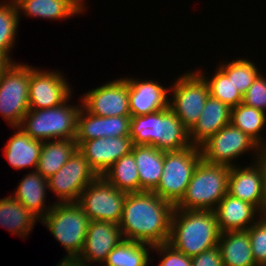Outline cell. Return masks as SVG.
<instances>
[{
  "mask_svg": "<svg viewBox=\"0 0 266 266\" xmlns=\"http://www.w3.org/2000/svg\"><path fill=\"white\" fill-rule=\"evenodd\" d=\"M174 209L154 192L127 193L118 224L123 239L152 246L167 243Z\"/></svg>",
  "mask_w": 266,
  "mask_h": 266,
  "instance_id": "cell-1",
  "label": "cell"
},
{
  "mask_svg": "<svg viewBox=\"0 0 266 266\" xmlns=\"http://www.w3.org/2000/svg\"><path fill=\"white\" fill-rule=\"evenodd\" d=\"M220 229L214 211L174 209L168 244L193 257L218 245Z\"/></svg>",
  "mask_w": 266,
  "mask_h": 266,
  "instance_id": "cell-2",
  "label": "cell"
},
{
  "mask_svg": "<svg viewBox=\"0 0 266 266\" xmlns=\"http://www.w3.org/2000/svg\"><path fill=\"white\" fill-rule=\"evenodd\" d=\"M133 145H151L163 152L180 151L191 146L189 131L170 107L130 120Z\"/></svg>",
  "mask_w": 266,
  "mask_h": 266,
  "instance_id": "cell-3",
  "label": "cell"
},
{
  "mask_svg": "<svg viewBox=\"0 0 266 266\" xmlns=\"http://www.w3.org/2000/svg\"><path fill=\"white\" fill-rule=\"evenodd\" d=\"M230 166L210 164L201 159L180 202L175 206L181 210L214 211L228 192Z\"/></svg>",
  "mask_w": 266,
  "mask_h": 266,
  "instance_id": "cell-4",
  "label": "cell"
},
{
  "mask_svg": "<svg viewBox=\"0 0 266 266\" xmlns=\"http://www.w3.org/2000/svg\"><path fill=\"white\" fill-rule=\"evenodd\" d=\"M71 99L54 108L29 109L19 127L35 140L75 139L82 100L71 104Z\"/></svg>",
  "mask_w": 266,
  "mask_h": 266,
  "instance_id": "cell-5",
  "label": "cell"
},
{
  "mask_svg": "<svg viewBox=\"0 0 266 266\" xmlns=\"http://www.w3.org/2000/svg\"><path fill=\"white\" fill-rule=\"evenodd\" d=\"M40 221L67 252L63 258L79 257L91 220L77 202H54L52 209Z\"/></svg>",
  "mask_w": 266,
  "mask_h": 266,
  "instance_id": "cell-6",
  "label": "cell"
},
{
  "mask_svg": "<svg viewBox=\"0 0 266 266\" xmlns=\"http://www.w3.org/2000/svg\"><path fill=\"white\" fill-rule=\"evenodd\" d=\"M178 76L173 80L174 83L170 84L169 107L190 131L197 123L210 96L209 87L195 69L187 70Z\"/></svg>",
  "mask_w": 266,
  "mask_h": 266,
  "instance_id": "cell-7",
  "label": "cell"
},
{
  "mask_svg": "<svg viewBox=\"0 0 266 266\" xmlns=\"http://www.w3.org/2000/svg\"><path fill=\"white\" fill-rule=\"evenodd\" d=\"M201 159L200 147L194 145L180 151L164 152L162 177L153 192L176 206L184 196Z\"/></svg>",
  "mask_w": 266,
  "mask_h": 266,
  "instance_id": "cell-8",
  "label": "cell"
},
{
  "mask_svg": "<svg viewBox=\"0 0 266 266\" xmlns=\"http://www.w3.org/2000/svg\"><path fill=\"white\" fill-rule=\"evenodd\" d=\"M30 65L12 62L0 77V115L11 128L19 127L29 111Z\"/></svg>",
  "mask_w": 266,
  "mask_h": 266,
  "instance_id": "cell-9",
  "label": "cell"
},
{
  "mask_svg": "<svg viewBox=\"0 0 266 266\" xmlns=\"http://www.w3.org/2000/svg\"><path fill=\"white\" fill-rule=\"evenodd\" d=\"M202 159L210 164L235 166L239 157L248 152L254 161L257 159L259 145L231 123L221 128L201 146ZM255 154V155H254ZM236 162V163H235Z\"/></svg>",
  "mask_w": 266,
  "mask_h": 266,
  "instance_id": "cell-10",
  "label": "cell"
},
{
  "mask_svg": "<svg viewBox=\"0 0 266 266\" xmlns=\"http://www.w3.org/2000/svg\"><path fill=\"white\" fill-rule=\"evenodd\" d=\"M126 195V192L119 191L103 176H98L81 192L77 203L91 221L119 224Z\"/></svg>",
  "mask_w": 266,
  "mask_h": 266,
  "instance_id": "cell-11",
  "label": "cell"
},
{
  "mask_svg": "<svg viewBox=\"0 0 266 266\" xmlns=\"http://www.w3.org/2000/svg\"><path fill=\"white\" fill-rule=\"evenodd\" d=\"M99 175L77 148L69 160L48 180L57 203L77 202L81 192Z\"/></svg>",
  "mask_w": 266,
  "mask_h": 266,
  "instance_id": "cell-12",
  "label": "cell"
},
{
  "mask_svg": "<svg viewBox=\"0 0 266 266\" xmlns=\"http://www.w3.org/2000/svg\"><path fill=\"white\" fill-rule=\"evenodd\" d=\"M56 70L30 66L29 109L54 108L73 97L68 79Z\"/></svg>",
  "mask_w": 266,
  "mask_h": 266,
  "instance_id": "cell-13",
  "label": "cell"
},
{
  "mask_svg": "<svg viewBox=\"0 0 266 266\" xmlns=\"http://www.w3.org/2000/svg\"><path fill=\"white\" fill-rule=\"evenodd\" d=\"M80 98L82 106L93 115L103 117L131 116L128 82L124 77L88 90Z\"/></svg>",
  "mask_w": 266,
  "mask_h": 266,
  "instance_id": "cell-14",
  "label": "cell"
},
{
  "mask_svg": "<svg viewBox=\"0 0 266 266\" xmlns=\"http://www.w3.org/2000/svg\"><path fill=\"white\" fill-rule=\"evenodd\" d=\"M252 159L248 166H231L228 194L254 205L260 212L266 206V185L262 167Z\"/></svg>",
  "mask_w": 266,
  "mask_h": 266,
  "instance_id": "cell-15",
  "label": "cell"
},
{
  "mask_svg": "<svg viewBox=\"0 0 266 266\" xmlns=\"http://www.w3.org/2000/svg\"><path fill=\"white\" fill-rule=\"evenodd\" d=\"M122 240L118 224L109 221H90L84 247L77 261L81 266L101 265Z\"/></svg>",
  "mask_w": 266,
  "mask_h": 266,
  "instance_id": "cell-16",
  "label": "cell"
},
{
  "mask_svg": "<svg viewBox=\"0 0 266 266\" xmlns=\"http://www.w3.org/2000/svg\"><path fill=\"white\" fill-rule=\"evenodd\" d=\"M124 78L128 82L131 117L151 114L169 107L170 86L166 88L159 80L154 79Z\"/></svg>",
  "mask_w": 266,
  "mask_h": 266,
  "instance_id": "cell-17",
  "label": "cell"
},
{
  "mask_svg": "<svg viewBox=\"0 0 266 266\" xmlns=\"http://www.w3.org/2000/svg\"><path fill=\"white\" fill-rule=\"evenodd\" d=\"M76 142L78 149L99 176H102L122 156L130 153L133 148L132 139L129 136L103 137Z\"/></svg>",
  "mask_w": 266,
  "mask_h": 266,
  "instance_id": "cell-18",
  "label": "cell"
},
{
  "mask_svg": "<svg viewBox=\"0 0 266 266\" xmlns=\"http://www.w3.org/2000/svg\"><path fill=\"white\" fill-rule=\"evenodd\" d=\"M131 116H98L89 113L83 106L77 117L75 141L130 135Z\"/></svg>",
  "mask_w": 266,
  "mask_h": 266,
  "instance_id": "cell-19",
  "label": "cell"
},
{
  "mask_svg": "<svg viewBox=\"0 0 266 266\" xmlns=\"http://www.w3.org/2000/svg\"><path fill=\"white\" fill-rule=\"evenodd\" d=\"M220 232L246 231L260 217L261 212L248 202L226 194L214 209Z\"/></svg>",
  "mask_w": 266,
  "mask_h": 266,
  "instance_id": "cell-20",
  "label": "cell"
},
{
  "mask_svg": "<svg viewBox=\"0 0 266 266\" xmlns=\"http://www.w3.org/2000/svg\"><path fill=\"white\" fill-rule=\"evenodd\" d=\"M86 0H25L17 6L19 18L21 15L43 20H65L86 12ZM85 9V10H84Z\"/></svg>",
  "mask_w": 266,
  "mask_h": 266,
  "instance_id": "cell-21",
  "label": "cell"
},
{
  "mask_svg": "<svg viewBox=\"0 0 266 266\" xmlns=\"http://www.w3.org/2000/svg\"><path fill=\"white\" fill-rule=\"evenodd\" d=\"M31 171L30 169V173H26L11 195L41 220L52 209L54 202L46 205L48 180L36 170Z\"/></svg>",
  "mask_w": 266,
  "mask_h": 266,
  "instance_id": "cell-22",
  "label": "cell"
},
{
  "mask_svg": "<svg viewBox=\"0 0 266 266\" xmlns=\"http://www.w3.org/2000/svg\"><path fill=\"white\" fill-rule=\"evenodd\" d=\"M231 108L220 100L208 97L197 123L189 131L191 145L200 147L221 128L230 124Z\"/></svg>",
  "mask_w": 266,
  "mask_h": 266,
  "instance_id": "cell-23",
  "label": "cell"
},
{
  "mask_svg": "<svg viewBox=\"0 0 266 266\" xmlns=\"http://www.w3.org/2000/svg\"><path fill=\"white\" fill-rule=\"evenodd\" d=\"M16 130L3 147V154L8 163L14 169L23 170L37 169L43 141L32 139L20 127H13Z\"/></svg>",
  "mask_w": 266,
  "mask_h": 266,
  "instance_id": "cell-24",
  "label": "cell"
},
{
  "mask_svg": "<svg viewBox=\"0 0 266 266\" xmlns=\"http://www.w3.org/2000/svg\"><path fill=\"white\" fill-rule=\"evenodd\" d=\"M140 179V192H153L163 173L164 152L151 145H133Z\"/></svg>",
  "mask_w": 266,
  "mask_h": 266,
  "instance_id": "cell-25",
  "label": "cell"
},
{
  "mask_svg": "<svg viewBox=\"0 0 266 266\" xmlns=\"http://www.w3.org/2000/svg\"><path fill=\"white\" fill-rule=\"evenodd\" d=\"M218 248L221 252L223 266H257L247 231L221 233Z\"/></svg>",
  "mask_w": 266,
  "mask_h": 266,
  "instance_id": "cell-26",
  "label": "cell"
},
{
  "mask_svg": "<svg viewBox=\"0 0 266 266\" xmlns=\"http://www.w3.org/2000/svg\"><path fill=\"white\" fill-rule=\"evenodd\" d=\"M40 220L12 195L0 199V226L20 238H27ZM33 228V229H32Z\"/></svg>",
  "mask_w": 266,
  "mask_h": 266,
  "instance_id": "cell-27",
  "label": "cell"
},
{
  "mask_svg": "<svg viewBox=\"0 0 266 266\" xmlns=\"http://www.w3.org/2000/svg\"><path fill=\"white\" fill-rule=\"evenodd\" d=\"M77 148L75 139L43 141L36 171L49 179L69 160Z\"/></svg>",
  "mask_w": 266,
  "mask_h": 266,
  "instance_id": "cell-28",
  "label": "cell"
},
{
  "mask_svg": "<svg viewBox=\"0 0 266 266\" xmlns=\"http://www.w3.org/2000/svg\"><path fill=\"white\" fill-rule=\"evenodd\" d=\"M230 123L251 137L259 146L266 144V136L262 133L266 129L265 112L240 103L231 108Z\"/></svg>",
  "mask_w": 266,
  "mask_h": 266,
  "instance_id": "cell-29",
  "label": "cell"
},
{
  "mask_svg": "<svg viewBox=\"0 0 266 266\" xmlns=\"http://www.w3.org/2000/svg\"><path fill=\"white\" fill-rule=\"evenodd\" d=\"M102 176L119 191L140 192L139 173L132 152L122 156Z\"/></svg>",
  "mask_w": 266,
  "mask_h": 266,
  "instance_id": "cell-30",
  "label": "cell"
},
{
  "mask_svg": "<svg viewBox=\"0 0 266 266\" xmlns=\"http://www.w3.org/2000/svg\"><path fill=\"white\" fill-rule=\"evenodd\" d=\"M152 245L123 239L108 254L105 266H148Z\"/></svg>",
  "mask_w": 266,
  "mask_h": 266,
  "instance_id": "cell-31",
  "label": "cell"
},
{
  "mask_svg": "<svg viewBox=\"0 0 266 266\" xmlns=\"http://www.w3.org/2000/svg\"><path fill=\"white\" fill-rule=\"evenodd\" d=\"M230 61V62H229ZM228 62L219 63V68L228 76L234 84L235 89L244 96L255 78L261 73L258 65L245 58H235Z\"/></svg>",
  "mask_w": 266,
  "mask_h": 266,
  "instance_id": "cell-32",
  "label": "cell"
},
{
  "mask_svg": "<svg viewBox=\"0 0 266 266\" xmlns=\"http://www.w3.org/2000/svg\"><path fill=\"white\" fill-rule=\"evenodd\" d=\"M20 18L17 7L2 0L0 2V53L6 55L12 62L11 52L15 48Z\"/></svg>",
  "mask_w": 266,
  "mask_h": 266,
  "instance_id": "cell-33",
  "label": "cell"
},
{
  "mask_svg": "<svg viewBox=\"0 0 266 266\" xmlns=\"http://www.w3.org/2000/svg\"><path fill=\"white\" fill-rule=\"evenodd\" d=\"M207 82L209 87L210 96L220 100L222 103L227 104L230 108L237 106L243 102V96L235 89L234 84L228 76L218 67L214 73L206 76L204 70H197Z\"/></svg>",
  "mask_w": 266,
  "mask_h": 266,
  "instance_id": "cell-34",
  "label": "cell"
},
{
  "mask_svg": "<svg viewBox=\"0 0 266 266\" xmlns=\"http://www.w3.org/2000/svg\"><path fill=\"white\" fill-rule=\"evenodd\" d=\"M250 237L252 255L257 266L266 265V221L260 217L246 230Z\"/></svg>",
  "mask_w": 266,
  "mask_h": 266,
  "instance_id": "cell-35",
  "label": "cell"
},
{
  "mask_svg": "<svg viewBox=\"0 0 266 266\" xmlns=\"http://www.w3.org/2000/svg\"><path fill=\"white\" fill-rule=\"evenodd\" d=\"M245 105L266 113V75L260 73L243 96Z\"/></svg>",
  "mask_w": 266,
  "mask_h": 266,
  "instance_id": "cell-36",
  "label": "cell"
},
{
  "mask_svg": "<svg viewBox=\"0 0 266 266\" xmlns=\"http://www.w3.org/2000/svg\"><path fill=\"white\" fill-rule=\"evenodd\" d=\"M154 251L161 256L158 266H192L191 257L175 250L168 243L153 246L151 252Z\"/></svg>",
  "mask_w": 266,
  "mask_h": 266,
  "instance_id": "cell-37",
  "label": "cell"
},
{
  "mask_svg": "<svg viewBox=\"0 0 266 266\" xmlns=\"http://www.w3.org/2000/svg\"><path fill=\"white\" fill-rule=\"evenodd\" d=\"M191 259L192 266H223L218 245L203 251L199 255L191 257Z\"/></svg>",
  "mask_w": 266,
  "mask_h": 266,
  "instance_id": "cell-38",
  "label": "cell"
},
{
  "mask_svg": "<svg viewBox=\"0 0 266 266\" xmlns=\"http://www.w3.org/2000/svg\"><path fill=\"white\" fill-rule=\"evenodd\" d=\"M257 163L262 167V171L264 174V180L266 185V144L259 146L258 154H257Z\"/></svg>",
  "mask_w": 266,
  "mask_h": 266,
  "instance_id": "cell-39",
  "label": "cell"
},
{
  "mask_svg": "<svg viewBox=\"0 0 266 266\" xmlns=\"http://www.w3.org/2000/svg\"><path fill=\"white\" fill-rule=\"evenodd\" d=\"M11 64L12 61L6 55L0 53V77Z\"/></svg>",
  "mask_w": 266,
  "mask_h": 266,
  "instance_id": "cell-40",
  "label": "cell"
},
{
  "mask_svg": "<svg viewBox=\"0 0 266 266\" xmlns=\"http://www.w3.org/2000/svg\"><path fill=\"white\" fill-rule=\"evenodd\" d=\"M55 266H81L77 259H67L63 258L60 262H58Z\"/></svg>",
  "mask_w": 266,
  "mask_h": 266,
  "instance_id": "cell-41",
  "label": "cell"
},
{
  "mask_svg": "<svg viewBox=\"0 0 266 266\" xmlns=\"http://www.w3.org/2000/svg\"><path fill=\"white\" fill-rule=\"evenodd\" d=\"M9 3H11L12 5H14L15 7H17L21 2L25 1V0H5Z\"/></svg>",
  "mask_w": 266,
  "mask_h": 266,
  "instance_id": "cell-42",
  "label": "cell"
},
{
  "mask_svg": "<svg viewBox=\"0 0 266 266\" xmlns=\"http://www.w3.org/2000/svg\"><path fill=\"white\" fill-rule=\"evenodd\" d=\"M261 217L266 221V206L264 209L261 211Z\"/></svg>",
  "mask_w": 266,
  "mask_h": 266,
  "instance_id": "cell-43",
  "label": "cell"
}]
</instances>
